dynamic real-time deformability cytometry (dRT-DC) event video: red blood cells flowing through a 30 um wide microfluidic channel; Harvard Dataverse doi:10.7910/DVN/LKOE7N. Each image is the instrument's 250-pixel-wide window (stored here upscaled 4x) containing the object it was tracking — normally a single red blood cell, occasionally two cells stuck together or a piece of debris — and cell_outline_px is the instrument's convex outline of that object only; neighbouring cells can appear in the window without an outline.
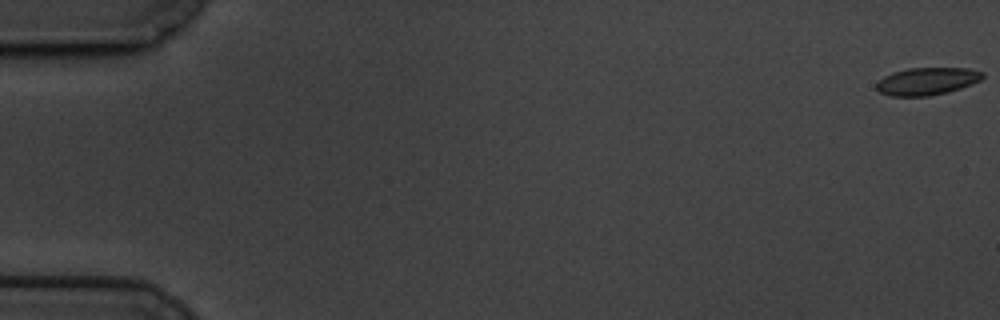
{"species": "common noctule bat (a hibernating species)", "species_latin": "Nyctalus noctula", "temperature_condition": "cold", "stored_images_in_passage": 54, "camera_frame_rate_fps": 3000, "um_per_image_px": 0.085, "animal": {"sex": "male", "body_mass_g": 19.5, "forearm_length_mm": 54.6}, "frame": {"image": 1, "passage_image": 1, "time_ms": 0.0, "image_size_px": [1000, 320], "cell_outline_px": [[984, 76], [980, 80], [972, 84], [948, 92], [928, 96], [892, 96], [880, 92], [876, 88], [876, 84], [884, 76], [892, 72], [908, 68], [968, 68], [984, 72]], "centroid_in_image_um": [78.8, 6.9], "position_along_channel_um": 6.2, "area_um2": 16.99}}
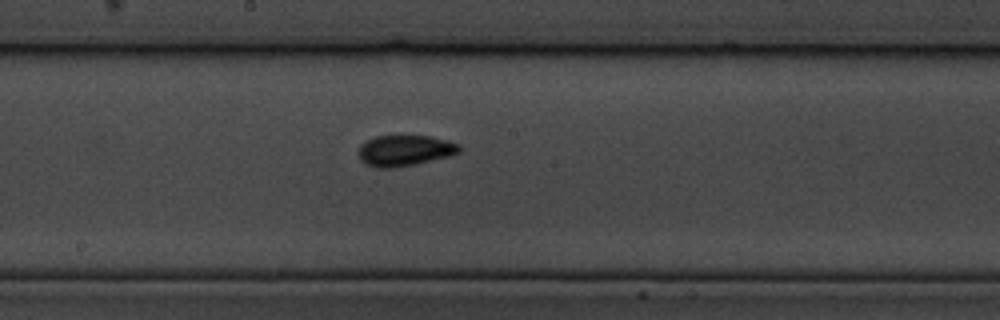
{"frame": {"image": 2, "passage_image": 33, "time_ms": 10.667, "image_size_px": [1000, 320], "cell_outline_px": [[460, 152], [452, 156], [416, 164], [396, 168], [376, 168], [364, 164], [360, 160], [360, 144], [364, 140], [376, 136], [432, 136], [448, 140], [460, 144]], "centroid_in_image_um": [34.42, 12.8], "position_along_channel_um": 213.8, "area_um2": 18.5}}
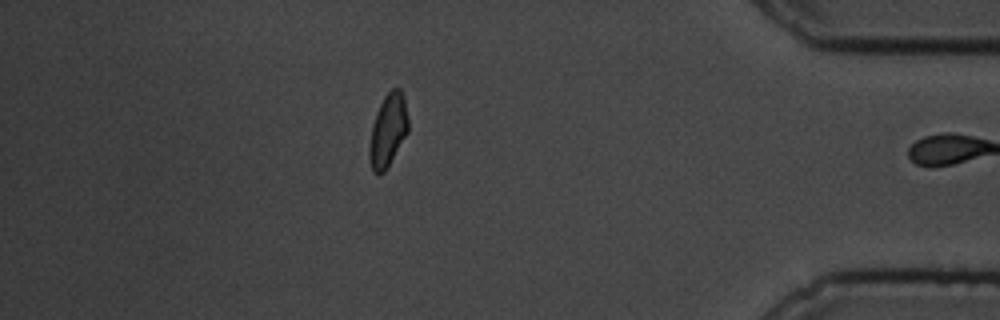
{"frame": {"image": 3, "passage_image": 53, "time_ms": 17.333, "image_size_px": [1000, 320], "cell_outline_px": [[408, 132], [388, 168], [384, 172], [376, 176], [372, 172], [368, 156], [368, 148], [372, 124], [376, 112], [384, 96], [392, 88], [400, 88], [404, 96], [408, 120]], "centroid_in_image_um": [32.96, 11.13], "position_along_channel_um": 402.2, "area_um2": 16.88}, "authors_computed_cell_mechanics": {"area_um2": 17.1955, "velocity_mm_per_s": 3.4, "shape_relaxation_time_tau1_ms": 5.1252, "shape_relaxation_time_tau2_ms": 1.2459, "deformation_change_tau1": 0.1313, "deformation_change_tau2": 0.0531}}